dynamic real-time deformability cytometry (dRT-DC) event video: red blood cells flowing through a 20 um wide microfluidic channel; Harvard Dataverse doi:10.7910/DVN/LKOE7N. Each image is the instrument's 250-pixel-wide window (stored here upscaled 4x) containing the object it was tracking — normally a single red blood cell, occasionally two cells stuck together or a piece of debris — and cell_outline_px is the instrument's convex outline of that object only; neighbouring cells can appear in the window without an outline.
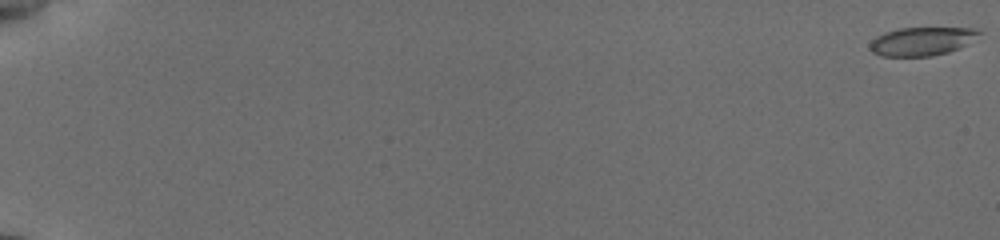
{"species": "common noctule bat (a hibernating species)", "species_latin": "Nyctalus noctula", "temperature_condition": "cold", "stored_images_in_passage": 57, "camera_frame_rate_fps": 3000, "um_per_image_px": 0.085, "animal": {"sex": "female", "body_mass_g": 19.5, "forearm_length_mm": 54.1}, "frame": {"image": 1, "passage_image": 1, "time_ms": 0.0, "image_size_px": [1000, 240], "cell_outline_px": [[980, 32], [968, 44], [960, 48], [948, 52], [932, 56], [880, 56], [872, 52], [868, 48], [868, 44], [876, 36], [884, 32], [900, 28], [980, 28]], "centroid_in_image_um": [78.32, 3.51], "position_along_channel_um": 6.7, "area_um2": 18.21}}
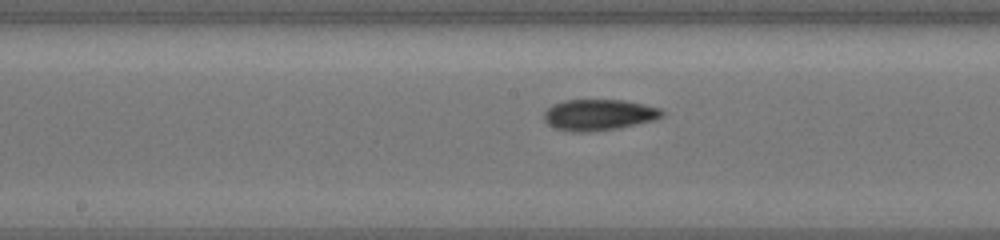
{"frame": {"image": 2, "passage_image": 33, "time_ms": 10.667, "image_size_px": [1000, 240], "cell_outline_px": [[664, 116], [656, 120], [620, 128], [592, 132], [572, 132], [556, 128], [548, 124], [544, 120], [544, 112], [552, 104], [564, 100], [620, 100], [660, 108], [664, 112]], "centroid_in_image_um": [50.9, 9.77], "position_along_channel_um": 197.3, "area_um2": 21.5}}
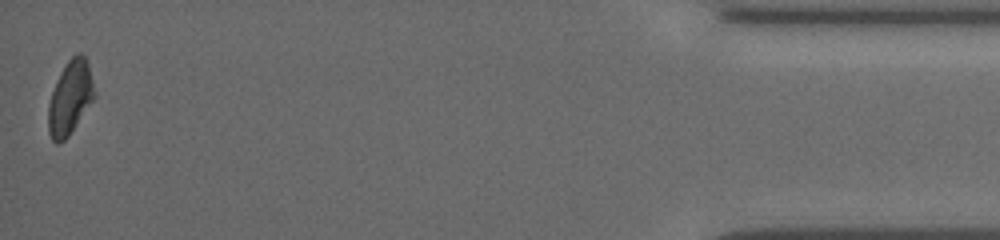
{"frame": {"image": 3, "passage_image": 57, "time_ms": 18.667, "image_size_px": [1000, 240], "cell_outline_px": [[96, 96], [68, 136], [64, 140], [56, 144], [52, 140], [48, 132], [48, 104], [56, 80], [60, 72], [68, 60], [76, 52], [80, 52], [84, 56], [88, 64], [96, 92]], "centroid_in_image_um": [5.96, 8.29], "position_along_channel_um": 429.2, "area_um2": 19.83}, "authors_computed_cell_mechanics": {"area_um2": 19.7098, "velocity_mm_per_s": 3.8192, "shape_relaxation_time_tau1_ms": 3.9722, "shape_relaxation_time_tau2_ms": 3.9317, "deformation_change_tau1": 0.0961, "deformation_change_tau2": 0.0905}}